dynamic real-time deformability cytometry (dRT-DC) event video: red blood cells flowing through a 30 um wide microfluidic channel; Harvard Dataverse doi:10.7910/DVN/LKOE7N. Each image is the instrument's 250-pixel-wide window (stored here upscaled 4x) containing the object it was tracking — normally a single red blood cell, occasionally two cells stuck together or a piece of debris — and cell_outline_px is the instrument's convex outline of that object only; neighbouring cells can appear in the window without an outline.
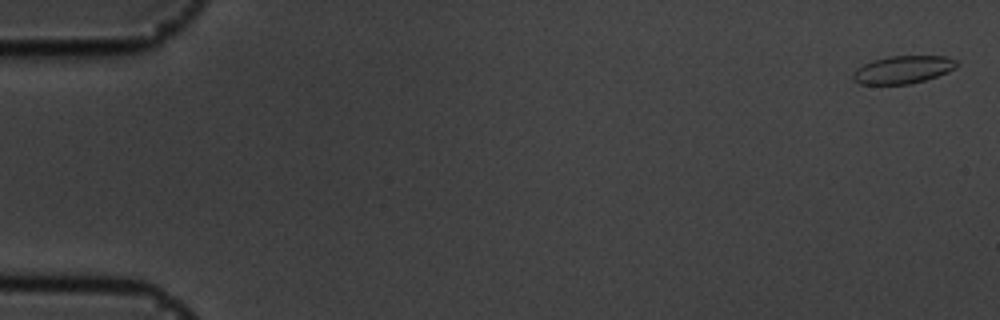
{"species": "common noctule bat (a hibernating species)", "species_latin": "Nyctalus noctula", "temperature_condition": "cold", "stored_images_in_passage": 58, "camera_frame_rate_fps": 3000, "um_per_image_px": 0.085, "animal": {"sex": "male", "body_mass_g": 19.5, "forearm_length_mm": 54.6}, "frame": {"image": 1, "passage_image": 2, "time_ms": 0.333, "image_size_px": [1000, 320], "cell_outline_px": [[956, 68], [948, 72], [924, 80], [908, 84], [860, 84], [852, 80], [852, 72], [856, 68], [872, 60], [888, 56], [944, 56], [956, 60]], "centroid_in_image_um": [76.7, 5.92], "position_along_channel_um": 8.3, "area_um2": 16.76}}
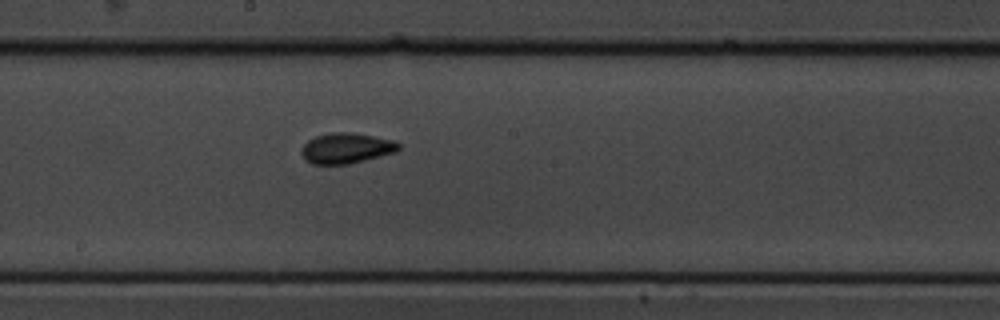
{"frame": {"image": 2, "passage_image": 32, "time_ms": 10.333, "image_size_px": [1000, 320], "cell_outline_px": [[400, 148], [396, 152], [348, 164], [312, 164], [304, 160], [300, 152], [300, 148], [308, 140], [316, 136], [332, 132], [352, 132], [392, 140], [400, 144]], "centroid_in_image_um": [29.39, 12.6], "position_along_channel_um": 218.8, "area_um2": 17.28}}
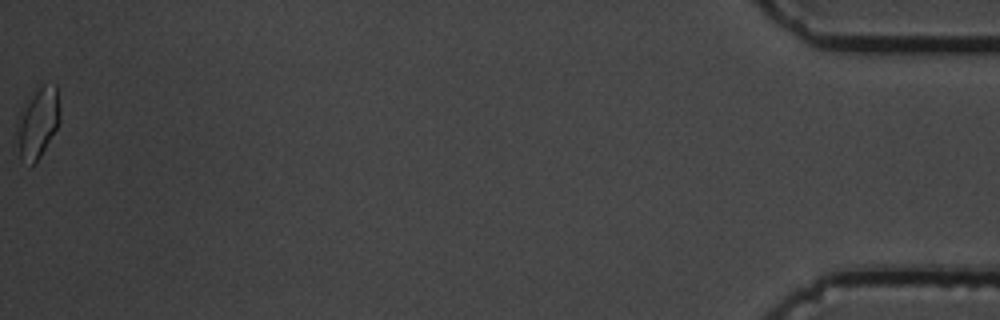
{"frame": {"image": 3, "passage_image": 58, "time_ms": 19.0, "image_size_px": [1000, 320], "cell_outline_px": [[60, 120], [56, 128], [36, 164], [28, 168], [20, 160], [12, 140], [16, 120], [20, 108], [32, 88], [44, 84], [56, 84], [60, 108]], "centroid_in_image_um": [3.09, 10.47], "position_along_channel_um": 432.1, "area_um2": 19.36}, "authors_computed_cell_mechanics": {"area_um2": 16.762, "velocity_mm_per_s": 3.5464, "shape_relaxation_time_tau1_ms": 6.5469, "shape_relaxation_time_tau2_ms": 1.4736, "deformation_change_tau1": 0.1111, "deformation_change_tau2": 0.0699}}